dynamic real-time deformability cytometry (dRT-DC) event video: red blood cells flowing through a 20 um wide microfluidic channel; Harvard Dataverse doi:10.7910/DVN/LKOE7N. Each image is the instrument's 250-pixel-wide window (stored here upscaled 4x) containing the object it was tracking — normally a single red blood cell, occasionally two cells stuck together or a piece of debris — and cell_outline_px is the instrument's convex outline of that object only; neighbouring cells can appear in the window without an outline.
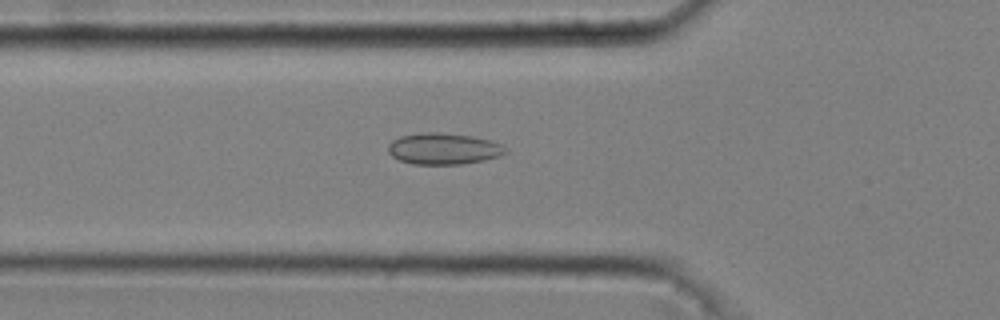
{"species": "common noctule bat (a hibernating species)", "species_latin": "Nyctalus noctula", "temperature_condition": "cold", "stored_images_in_passage": 48, "camera_frame_rate_fps": 3000, "um_per_image_px": 0.085, "animal": {"sex": "male", "body_mass_g": 20.4}, "frame": {"image": 1, "passage_image": 18, "time_ms": 5.667, "image_size_px": [1000, 320], "cell_outline_px": [[508, 152], [500, 156], [484, 160], [460, 164], [412, 164], [400, 160], [392, 156], [388, 152], [388, 144], [392, 140], [400, 136], [420, 132], [440, 132], [472, 136], [488, 140], [500, 144]], "centroid_in_image_um": [37.66, 12.63], "position_along_channel_um": 88.1, "area_um2": 21.44}}
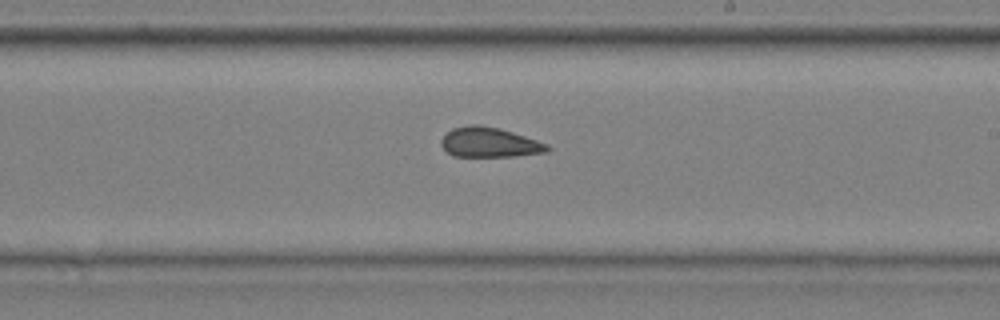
{"frame": {"image": 2, "passage_image": 31, "time_ms": 10.0, "image_size_px": [1000, 320], "cell_outline_px": [[552, 148], [548, 152], [512, 156], [452, 156], [440, 144], [440, 140], [452, 128], [468, 124], [480, 124], [500, 128], [548, 144]], "centroid_in_image_um": [41.6, 12.09], "position_along_channel_um": 247.4, "area_um2": 18.5}}
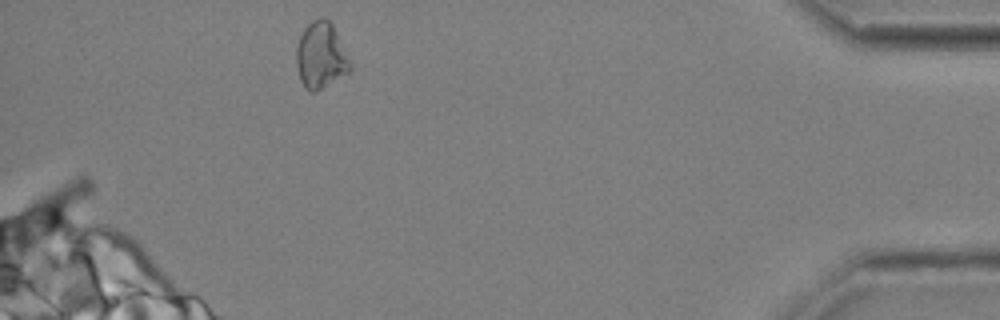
{"frame": {"image": 3, "passage_image": 48, "time_ms": 15.667, "image_size_px": [1000, 320], "cell_outline_px": [[352, 68], [348, 72], [316, 92], [312, 92], [304, 88], [300, 80], [296, 64], [296, 48], [300, 36], [304, 28], [312, 20], [320, 16], [324, 16], [332, 24]], "centroid_in_image_um": [27.22, 4.72], "position_along_channel_um": 408.0, "area_um2": 20.52}, "authors_computed_cell_mechanics": {"area_um2": 19.9988, "velocity_mm_per_s": 3.6726, "shape_relaxation_time_tau1_ms": null, "shape_relaxation_time_tau2_ms": 4.4731, "deformation_change_tau1": null, "deformation_change_tau2": 0.1187}}